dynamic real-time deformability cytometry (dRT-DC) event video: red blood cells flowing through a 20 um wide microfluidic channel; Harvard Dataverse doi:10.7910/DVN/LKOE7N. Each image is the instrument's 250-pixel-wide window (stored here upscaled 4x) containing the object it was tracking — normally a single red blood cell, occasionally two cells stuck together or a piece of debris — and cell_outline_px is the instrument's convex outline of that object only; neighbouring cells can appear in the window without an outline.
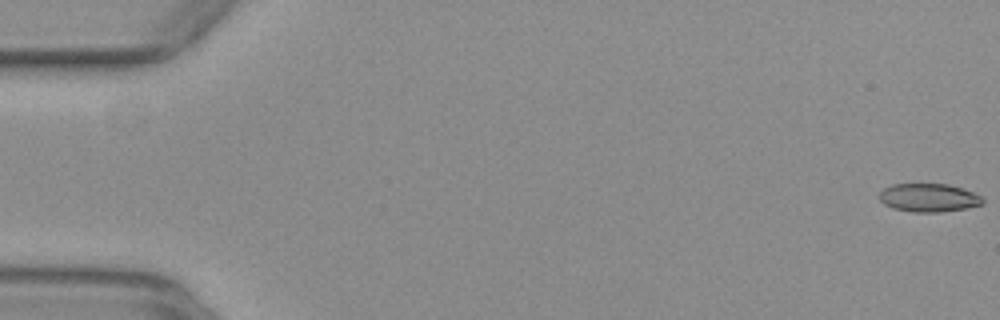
{"species": "common noctule bat (a hibernating species)", "species_latin": "Nyctalus noctula", "temperature_condition": "warm", "stored_images_in_passage": 12, "camera_frame_rate_fps": 3000, "um_per_image_px": 0.085, "animal": {"sex": "female", "body_mass_g": 29.2, "forearm_length_mm": 56.3}, "frame": {"image": 1, "passage_image": 1, "time_ms": 0.0, "image_size_px": [1000, 320], "cell_outline_px": [[984, 204], [964, 208], [940, 212], [912, 212], [892, 208], [884, 204], [880, 200], [880, 192], [884, 188], [892, 184], [948, 184], [964, 188], [980, 196], [984, 200]], "centroid_in_image_um": [78.94, 16.8], "position_along_channel_um": 6.1, "area_um2": 17.05}}